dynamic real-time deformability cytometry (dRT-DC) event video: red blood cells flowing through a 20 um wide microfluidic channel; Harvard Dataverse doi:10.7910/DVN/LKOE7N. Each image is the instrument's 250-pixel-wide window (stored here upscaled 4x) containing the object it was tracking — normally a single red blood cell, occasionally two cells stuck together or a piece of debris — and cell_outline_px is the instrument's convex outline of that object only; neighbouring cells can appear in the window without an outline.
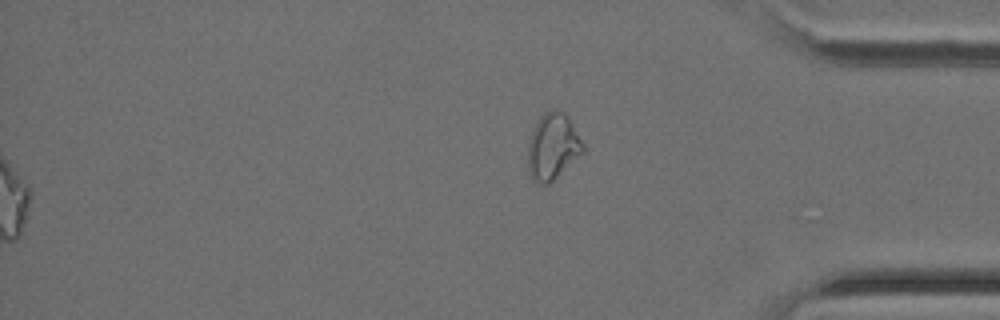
{"species": "Egyptian fruit bat (a non-hibernating species)", "species_latin": "Rousettus aegyptiacus", "temperature_condition": "cold", "stored_images_in_passage": 47, "segment_of_instrument_passage": [2, 2], "camera_frame_rate_fps": 3000, "um_per_image_px": 0.085, "animal": {"sex": "female"}, "frame": {"image": 1, "passage_image": 47, "time_ms": 15.333, "image_size_px": [1000, 320], "cell_outline_px": [[584, 152], [548, 184], [536, 184], [532, 180], [528, 172], [528, 144], [532, 132], [540, 116], [544, 112], [552, 108], [556, 108], [564, 112], [568, 116], [584, 144]], "centroid_in_image_um": [46.98, 12.44], "position_along_channel_um": 388.2, "area_um2": 21.39}}